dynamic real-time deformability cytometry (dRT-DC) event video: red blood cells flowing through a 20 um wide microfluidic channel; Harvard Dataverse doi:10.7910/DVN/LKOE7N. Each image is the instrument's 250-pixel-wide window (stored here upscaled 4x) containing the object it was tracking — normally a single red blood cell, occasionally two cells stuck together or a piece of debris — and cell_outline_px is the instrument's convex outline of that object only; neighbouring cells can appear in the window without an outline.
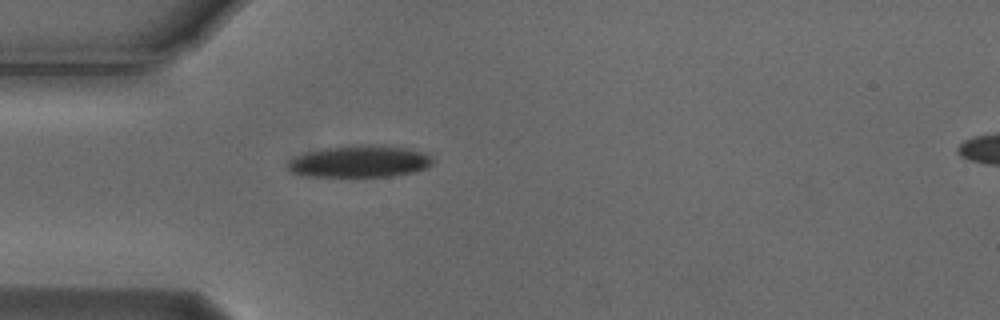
{"species": "Egyptian fruit bat (a non-hibernating species)", "species_latin": "Rousettus aegyptiacus", "temperature_condition": "cold", "stored_images_in_passage": 6, "camera_frame_rate_fps": 3000, "um_per_image_px": 0.085, "animal": {"sex": "male"}, "frame": {"image": 1, "passage_image": 1, "time_ms": 0.0, "image_size_px": [1000, 320], "cell_outline_px": [[432, 160], [424, 168], [412, 172], [388, 176], [308, 176], [292, 172], [288, 168], [288, 164], [296, 156], [304, 152], [324, 148], [352, 144], [368, 144], [404, 148], [428, 156]], "centroid_in_image_um": [30.46, 13.71], "position_along_channel_um": 54.5, "area_um2": 26.24}}
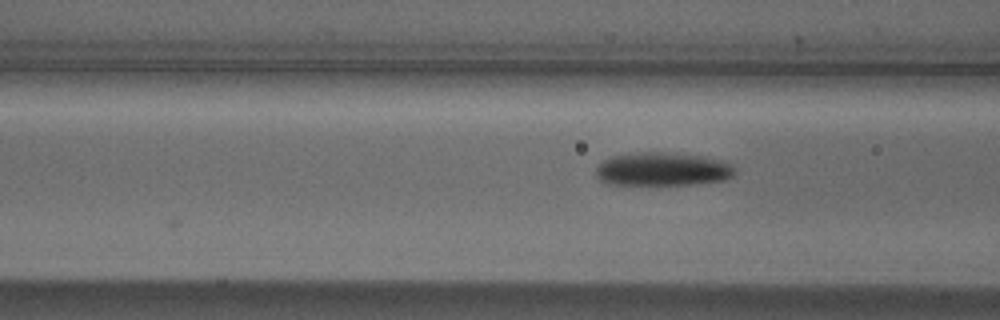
{"frame": {"image": 2, "passage_image": 6, "time_ms": 1.667, "image_size_px": [1000, 320], "cell_outline_px": [[732, 176], [724, 180], [692, 184], [604, 184], [596, 176], [596, 168], [604, 160], [612, 156], [644, 152], [676, 152], [704, 156], [728, 164], [732, 168]], "centroid_in_image_um": [56.25, 14.37], "position_along_channel_um": 110.4, "area_um2": 26.7}}